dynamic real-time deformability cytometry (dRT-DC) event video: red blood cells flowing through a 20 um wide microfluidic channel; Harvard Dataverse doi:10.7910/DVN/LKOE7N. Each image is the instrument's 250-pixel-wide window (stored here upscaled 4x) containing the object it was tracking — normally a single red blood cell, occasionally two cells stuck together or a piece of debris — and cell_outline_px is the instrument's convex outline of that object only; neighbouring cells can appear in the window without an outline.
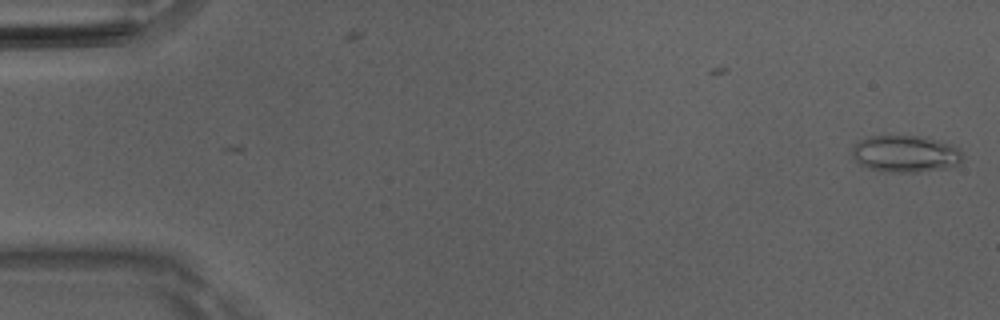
{"species": "Egyptian fruit bat (a non-hibernating species)", "species_latin": "Rousettus aegyptiacus", "temperature_condition": "room temperature", "stored_images_in_passage": 11, "camera_frame_rate_fps": 3000, "um_per_image_px": 0.085, "animal": {"sex": "male"}, "frame": {"image": 1, "passage_image": 1, "time_ms": 0.0, "image_size_px": [1000, 320], "cell_outline_px": [[964, 156], [960, 164], [948, 168], [916, 172], [888, 172], [868, 168], [860, 164], [852, 156], [852, 148], [860, 140], [872, 136], [924, 136], [940, 140], [960, 148]], "centroid_in_image_um": [77.02, 13.07], "position_along_channel_um": 8.0, "area_um2": 23.99}}